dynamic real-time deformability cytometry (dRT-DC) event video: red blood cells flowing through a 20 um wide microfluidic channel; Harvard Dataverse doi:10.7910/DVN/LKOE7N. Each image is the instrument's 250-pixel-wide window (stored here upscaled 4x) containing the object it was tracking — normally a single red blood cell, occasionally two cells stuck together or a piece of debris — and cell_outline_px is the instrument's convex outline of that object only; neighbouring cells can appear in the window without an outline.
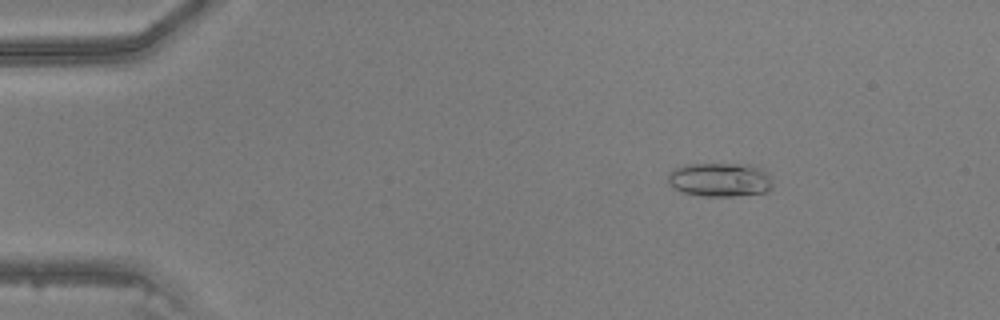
{"species": "common noctule bat (a hibernating species)", "species_latin": "Nyctalus noctula", "temperature_condition": "warm", "stored_images_in_passage": 47, "camera_frame_rate_fps": 3000, "um_per_image_px": 0.085, "animal": {"sex": "male", "body_mass_g": 20.5, "forearm_length_mm": 52.5}, "frame": {"image": 1, "passage_image": 7, "time_ms": 2.0, "image_size_px": [1000, 320], "cell_outline_px": [[772, 188], [764, 192], [736, 196], [704, 196], [684, 192], [672, 188], [668, 180], [668, 172], [684, 164], [756, 164], [768, 172], [772, 176]], "centroid_in_image_um": [61.24, 15.26], "position_along_channel_um": 23.8, "area_um2": 21.04}}
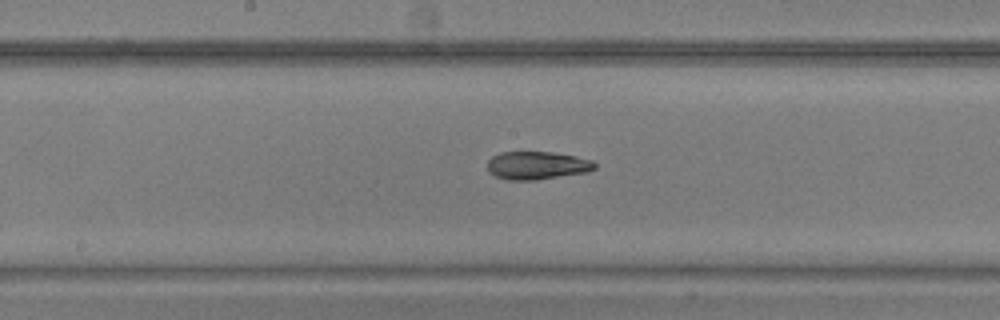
{"frame": {"image": 2, "passage_image": 25, "time_ms": 8.0, "image_size_px": [1000, 320], "cell_outline_px": [[596, 168], [588, 172], [536, 180], [508, 180], [496, 176], [488, 172], [488, 160], [492, 156], [500, 152], [552, 152], [576, 156], [592, 160], [596, 164]], "centroid_in_image_um": [45.65, 14.06], "position_along_channel_um": 202.5, "area_um2": 17.63}}
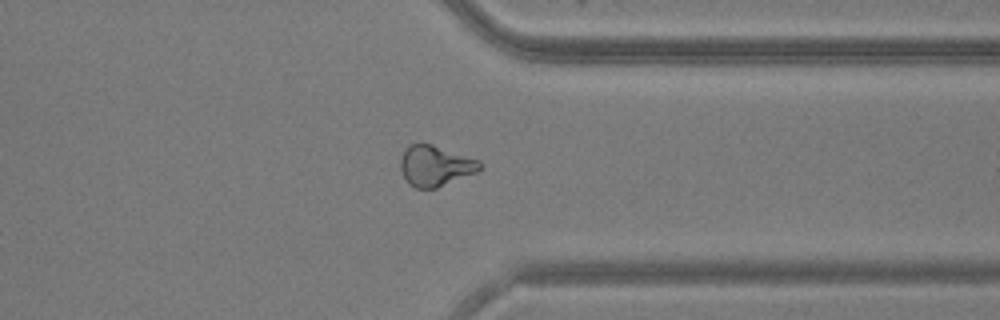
{"frame": {"image": 3, "passage_image": 37, "time_ms": 12.0, "image_size_px": [1000, 320], "cell_outline_px": [[480, 168], [476, 172], [436, 188], [416, 188], [408, 184], [400, 168], [400, 160], [404, 148], [408, 144], [432, 144], [480, 160]], "centroid_in_image_um": [36.96, 14.08], "position_along_channel_um": 374.4, "area_um2": 18.67}}